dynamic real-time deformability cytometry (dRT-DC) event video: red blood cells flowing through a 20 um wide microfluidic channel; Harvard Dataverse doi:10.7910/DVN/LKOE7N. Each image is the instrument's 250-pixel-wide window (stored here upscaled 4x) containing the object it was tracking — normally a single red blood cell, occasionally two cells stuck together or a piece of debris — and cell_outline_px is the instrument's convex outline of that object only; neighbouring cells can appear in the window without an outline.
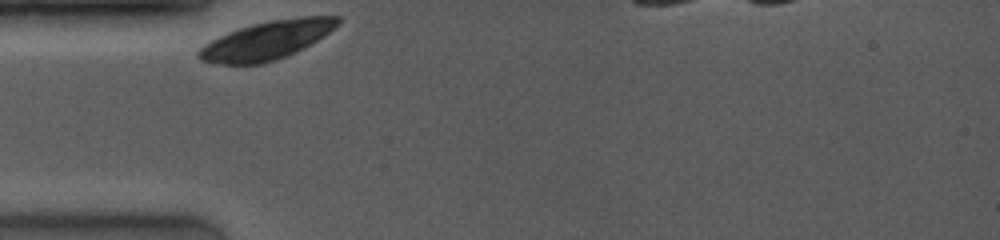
{"species": "common noctule bat (a hibernating species)", "species_latin": "Nyctalus noctula", "temperature_condition": "room temperature", "stored_images_in_passage": 7, "camera_frame_rate_fps": 4000, "um_per_image_px": 0.085, "animal": {"sex": "female", "body_mass_g": 19.0, "forearm_length_mm": 53.3}, "frame": {"image": 1, "passage_image": 1, "time_ms": 0.0, "image_size_px": [1000, 240], "cell_outline_px": [[340, 20], [324, 36], [276, 60], [260, 64], [224, 64], [200, 60], [196, 56], [196, 52], [204, 44], [228, 32], [252, 24], [268, 20], [300, 16], [340, 16]], "centroid_in_image_um": [22.62, 3.41], "position_along_channel_um": 62.4, "area_um2": 30.58}}